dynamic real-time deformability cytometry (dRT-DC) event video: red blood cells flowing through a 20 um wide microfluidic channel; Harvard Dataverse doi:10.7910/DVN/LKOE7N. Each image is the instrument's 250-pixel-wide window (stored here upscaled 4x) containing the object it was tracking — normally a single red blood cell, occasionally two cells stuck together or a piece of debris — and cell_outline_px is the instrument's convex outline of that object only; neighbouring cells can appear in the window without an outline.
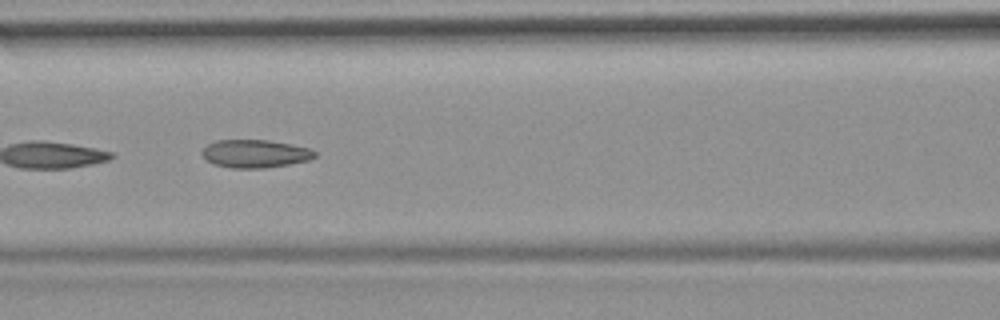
{"species": "common noctule bat (a hibernating species)", "species_latin": "Nyctalus noctula", "temperature_condition": "room temperature", "stored_images_in_passage": 14, "camera_frame_rate_fps": 3000, "um_per_image_px": 0.085, "animal": {"sex": "female", "body_mass_g": 19.9}, "frame": {"image": 1, "passage_image": 7, "time_ms": 2.0, "image_size_px": [1000, 320], "cell_outline_px": [[316, 156], [308, 160], [288, 164], [264, 168], [232, 168], [212, 164], [200, 152], [208, 144], [216, 140], [268, 140], [308, 148], [316, 152]], "centroid_in_image_um": [21.65, 13.06], "position_along_channel_um": 145.0, "area_um2": 18.21}}